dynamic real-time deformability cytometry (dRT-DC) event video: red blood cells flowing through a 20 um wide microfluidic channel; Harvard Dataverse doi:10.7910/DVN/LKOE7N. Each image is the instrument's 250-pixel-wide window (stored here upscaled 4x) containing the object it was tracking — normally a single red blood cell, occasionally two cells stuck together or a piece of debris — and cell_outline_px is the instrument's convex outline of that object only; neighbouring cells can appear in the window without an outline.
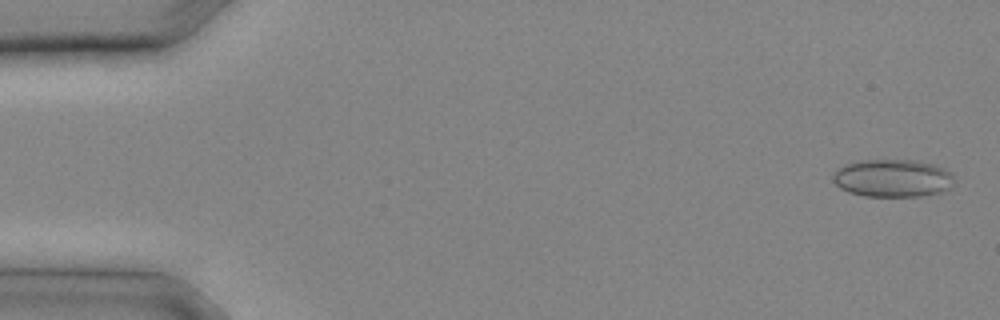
{"species": "common noctule bat (a hibernating species)", "species_latin": "Nyctalus noctula", "temperature_condition": "cold", "stored_images_in_passage": 16, "camera_frame_rate_fps": 3000, "um_per_image_px": 0.085, "animal": {"sex": "male", "body_mass_g": 20.4}, "frame": {"image": 1, "passage_image": 1, "time_ms": 0.0, "image_size_px": [1000, 320], "cell_outline_px": [[952, 184], [948, 188], [940, 192], [920, 196], [864, 196], [848, 192], [840, 188], [832, 180], [832, 176], [844, 164], [860, 160], [920, 160], [944, 168], [952, 176]], "centroid_in_image_um": [75.84, 15.14], "position_along_channel_um": 9.2, "area_um2": 26.53}}
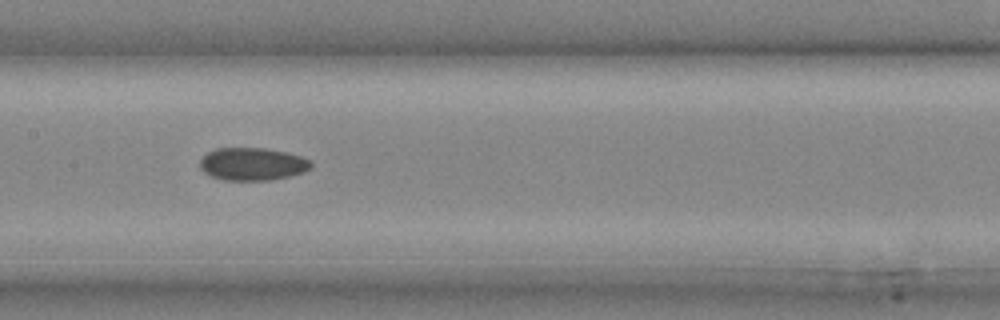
{"frame": {"image": 2, "passage_image": 13, "time_ms": 4.0, "image_size_px": [1000, 320], "cell_outline_px": [[312, 168], [304, 172], [288, 176], [268, 180], [224, 180], [212, 176], [204, 172], [200, 168], [200, 160], [208, 152], [216, 148], [264, 148], [288, 152], [312, 160]], "centroid_in_image_um": [21.48, 13.93], "position_along_channel_um": 185.9, "area_um2": 21.21}}
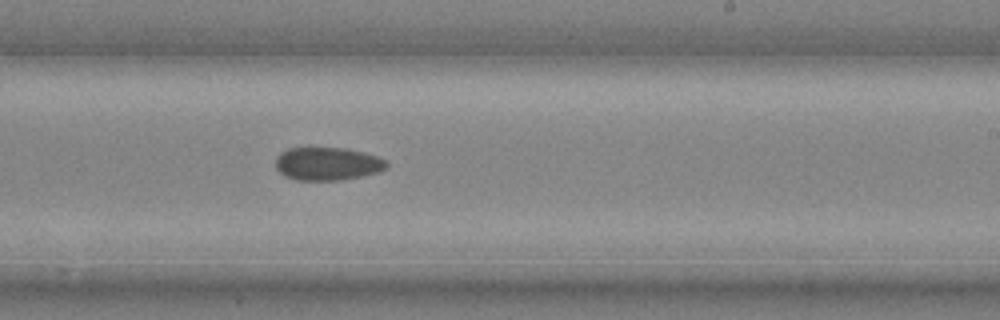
{"frame": {"image": 3, "passage_image": 16, "time_ms": 5.0, "image_size_px": [1000, 320], "cell_outline_px": [[388, 168], [380, 172], [340, 180], [296, 180], [284, 176], [276, 168], [276, 156], [280, 152], [288, 148], [308, 144], [344, 148], [364, 152], [376, 156], [384, 160], [388, 164]], "centroid_in_image_um": [27.78, 13.87], "position_along_channel_um": 261.2, "area_um2": 22.25}}